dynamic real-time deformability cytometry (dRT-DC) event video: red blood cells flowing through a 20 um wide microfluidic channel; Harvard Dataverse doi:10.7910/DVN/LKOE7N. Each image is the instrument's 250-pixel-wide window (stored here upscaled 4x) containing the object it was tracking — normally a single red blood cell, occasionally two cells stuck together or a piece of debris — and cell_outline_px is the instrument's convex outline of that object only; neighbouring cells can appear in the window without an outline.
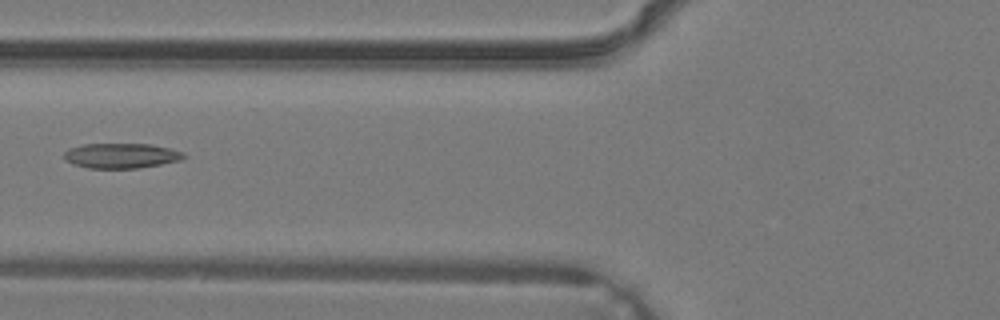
{"species": "common noctule bat (a hibernating species)", "species_latin": "Nyctalus noctula", "temperature_condition": "warm", "stored_images_in_passage": 29, "camera_frame_rate_fps": 3000, "um_per_image_px": 0.085, "animal": {"sex": "male", "body_mass_g": 19.2, "forearm_length_mm": 51.8}, "frame": {"image": 1, "passage_image": 7, "time_ms": 2.0, "image_size_px": [1000, 320], "cell_outline_px": [[188, 156], [180, 160], [140, 168], [88, 168], [72, 164], [64, 160], [64, 152], [68, 148], [84, 144], [152, 144], [184, 152]], "centroid_in_image_um": [10.29, 13.23], "position_along_channel_um": 115.5, "area_um2": 17.57}}
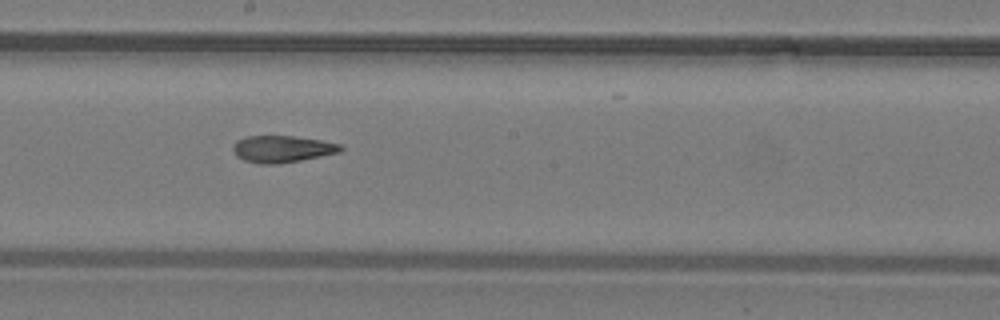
{"frame": {"image": 2, "passage_image": 13, "time_ms": 4.0, "image_size_px": [1000, 320], "cell_outline_px": [[344, 148], [340, 152], [300, 160], [276, 164], [260, 164], [244, 160], [236, 156], [232, 148], [236, 140], [244, 136], [292, 136], [320, 140], [340, 144]], "centroid_in_image_um": [23.95, 12.66], "position_along_channel_um": 224.2, "area_um2": 16.76}}
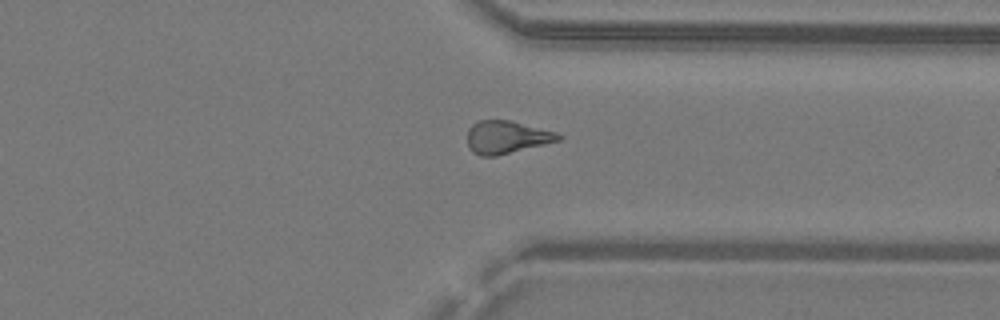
{"frame": {"image": 3, "passage_image": 21, "time_ms": 6.667, "image_size_px": [1000, 320], "cell_outline_px": [[564, 136], [560, 140], [496, 156], [480, 156], [472, 152], [468, 148], [468, 128], [472, 124], [480, 120], [508, 120], [556, 132]], "centroid_in_image_um": [43.03, 11.66], "position_along_channel_um": 368.4, "area_um2": 17.28}}